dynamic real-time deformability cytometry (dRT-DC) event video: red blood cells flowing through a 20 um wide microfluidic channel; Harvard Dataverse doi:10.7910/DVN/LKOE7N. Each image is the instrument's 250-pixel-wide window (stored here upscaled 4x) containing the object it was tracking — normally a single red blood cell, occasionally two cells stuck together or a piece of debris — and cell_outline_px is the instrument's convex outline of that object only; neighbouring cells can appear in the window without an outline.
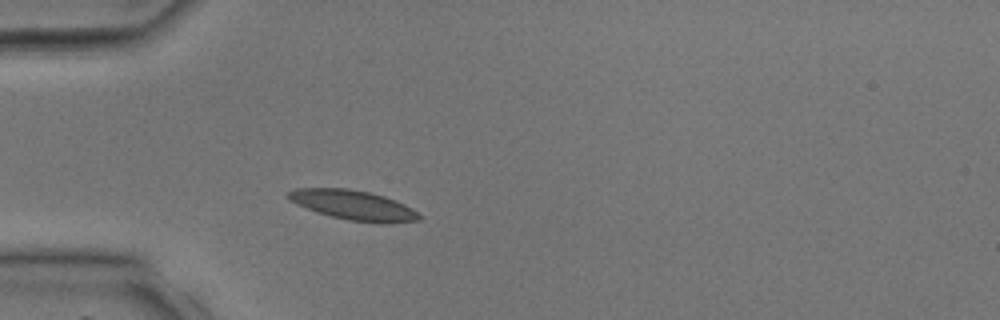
{"species": "common noctule bat (a hibernating species)", "species_latin": "Nyctalus noctula", "temperature_condition": "room temperature", "stored_images_in_passage": 26, "camera_frame_rate_fps": 3000, "um_per_image_px": 0.085, "animal": {"sex": "male", "body_mass_g": 17.9, "forearm_length_mm": 54.2}, "frame": {"image": 1, "passage_image": 1, "time_ms": 0.0, "image_size_px": [1000, 320], "cell_outline_px": [[420, 220], [388, 224], [380, 224], [348, 220], [316, 212], [296, 204], [288, 196], [288, 192], [296, 188], [348, 188], [368, 192], [384, 196], [396, 200], [412, 208], [420, 216]], "centroid_in_image_um": [30.07, 17.45], "position_along_channel_um": 54.9, "area_um2": 22.66}}
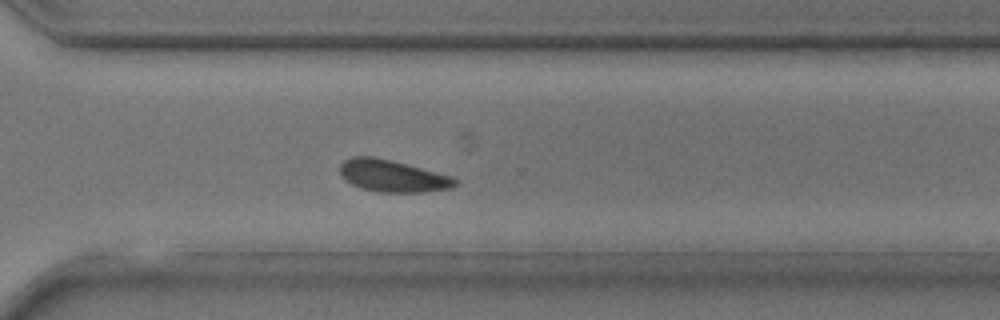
{"frame": {"image": 2, "passage_image": 18, "time_ms": 5.667, "image_size_px": [1000, 320], "cell_outline_px": [[460, 184], [452, 188], [424, 192], [380, 192], [360, 188], [352, 184], [340, 172], [340, 164], [344, 160], [352, 156], [372, 156], [392, 160], [452, 176], [460, 180]], "centroid_in_image_um": [33.43, 14.95], "position_along_channel_um": 337.2, "area_um2": 21.56}}
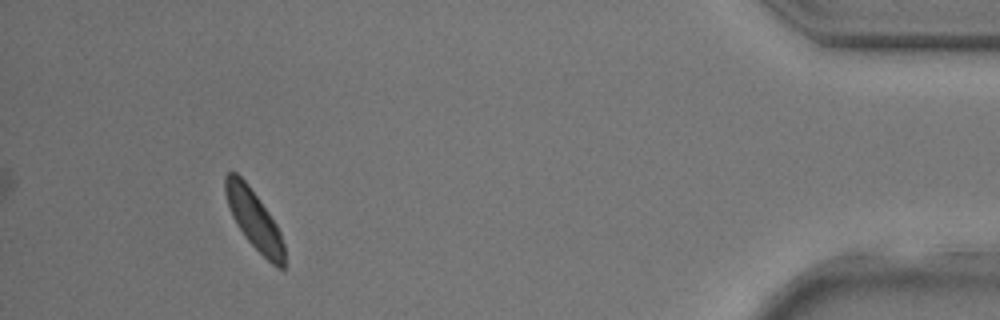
{"frame": {"image": 3, "passage_image": 26, "time_ms": 8.333, "image_size_px": [1000, 320], "cell_outline_px": [[284, 268], [280, 268], [272, 264], [244, 236], [232, 216], [224, 192], [224, 176], [228, 172], [236, 172], [248, 184], [260, 200], [276, 224], [280, 232], [284, 244]], "centroid_in_image_um": [21.58, 18.63], "position_along_channel_um": 413.6, "area_um2": 20.06}}